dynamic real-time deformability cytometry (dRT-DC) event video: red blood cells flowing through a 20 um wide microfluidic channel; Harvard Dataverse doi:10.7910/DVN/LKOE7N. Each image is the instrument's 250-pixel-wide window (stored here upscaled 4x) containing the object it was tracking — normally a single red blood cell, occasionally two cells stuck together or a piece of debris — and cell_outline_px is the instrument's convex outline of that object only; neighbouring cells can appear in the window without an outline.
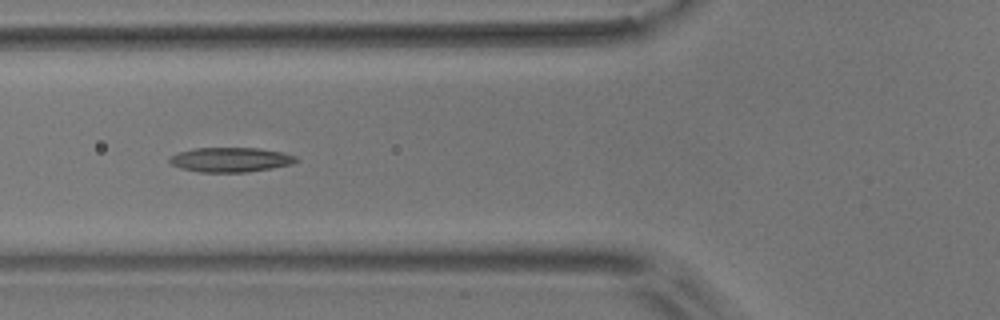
{"species": "common noctule bat (a hibernating species)", "species_latin": "Nyctalus noctula", "temperature_condition": "room temperature", "stored_images_in_passage": 10, "camera_frame_rate_fps": 3000, "um_per_image_px": 0.085, "animal": {"sex": "male", "body_mass_g": 17.9}, "frame": {"image": 1, "passage_image": 5, "time_ms": 5.667, "image_size_px": [1000, 320], "cell_outline_px": [[300, 160], [292, 164], [272, 168], [248, 172], [200, 172], [180, 168], [172, 164], [168, 160], [168, 156], [180, 152], [196, 148], [256, 148], [284, 152], [296, 156]], "centroid_in_image_um": [19.62, 13.57], "position_along_channel_um": 106.2, "area_um2": 18.21}}
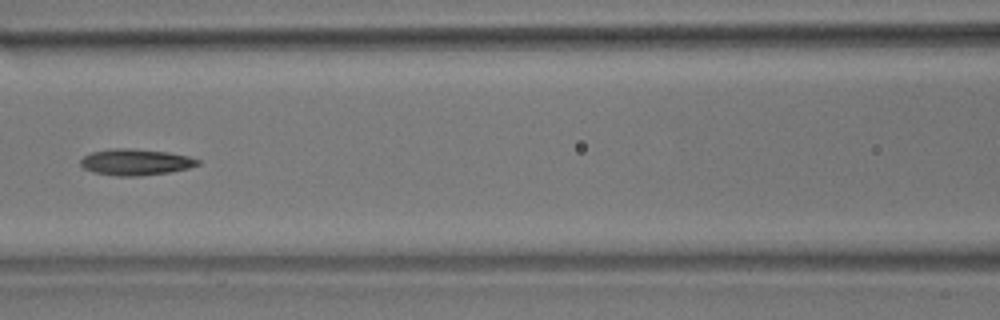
{"frame": {"image": 2, "passage_image": 6, "time_ms": 7.0, "image_size_px": [1000, 320], "cell_outline_px": [[200, 164], [188, 168], [168, 172], [140, 176], [116, 176], [92, 172], [84, 168], [80, 164], [80, 160], [84, 156], [92, 152], [112, 148], [128, 148], [168, 152], [188, 156], [200, 160]], "centroid_in_image_um": [11.51, 13.78], "position_along_channel_um": 155.1, "area_um2": 17.92}}
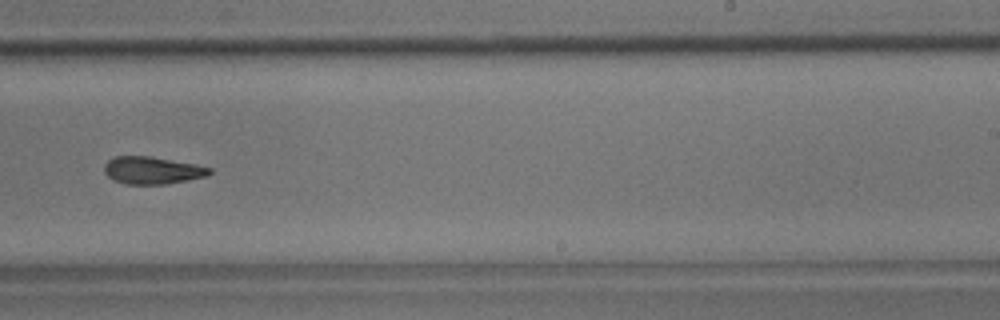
{"frame": {"image": 3, "passage_image": 9, "time_ms": 10.333, "image_size_px": [1000, 320], "cell_outline_px": [[212, 172], [208, 176], [164, 184], [128, 184], [112, 180], [104, 172], [104, 164], [108, 160], [116, 156], [148, 156], [196, 164], [212, 168]], "centroid_in_image_um": [12.94, 14.48], "position_along_channel_um": 276.1, "area_um2": 16.76}}